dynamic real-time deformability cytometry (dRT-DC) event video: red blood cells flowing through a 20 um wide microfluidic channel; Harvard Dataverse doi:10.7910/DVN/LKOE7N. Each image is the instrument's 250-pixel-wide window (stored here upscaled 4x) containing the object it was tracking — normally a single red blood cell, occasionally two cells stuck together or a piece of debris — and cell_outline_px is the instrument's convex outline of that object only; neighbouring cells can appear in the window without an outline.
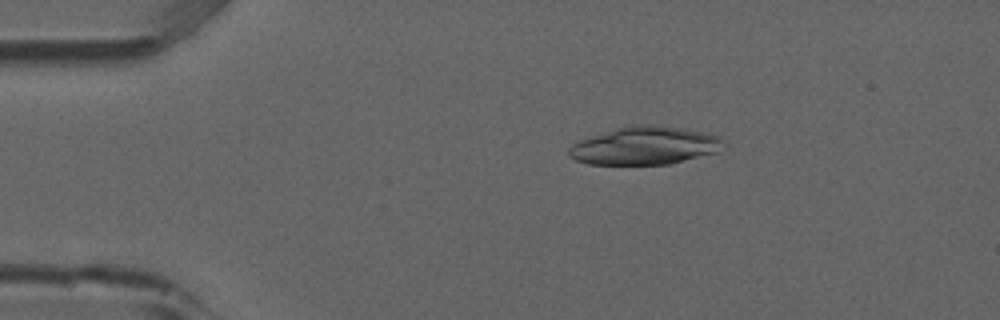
{"species": "common noctule bat (a hibernating species)", "species_latin": "Nyctalus noctula", "temperature_condition": "room temperature", "stored_images_in_passage": 4, "camera_frame_rate_fps": 3000, "um_per_image_px": 0.085, "animal": {"sex": "male", "forearm_length_mm": 52.5}, "frame": {"image": 1, "passage_image": 2, "time_ms": 0.333, "image_size_px": [1000, 320], "cell_outline_px": [[724, 140], [716, 152], [668, 164], [588, 164], [576, 160], [568, 156], [568, 148], [572, 144], [580, 140], [616, 128], [632, 124], [652, 124], [680, 128], [704, 132], [720, 136]], "centroid_in_image_um": [54.76, 12.37], "position_along_channel_um": 30.2, "area_um2": 33.93}}